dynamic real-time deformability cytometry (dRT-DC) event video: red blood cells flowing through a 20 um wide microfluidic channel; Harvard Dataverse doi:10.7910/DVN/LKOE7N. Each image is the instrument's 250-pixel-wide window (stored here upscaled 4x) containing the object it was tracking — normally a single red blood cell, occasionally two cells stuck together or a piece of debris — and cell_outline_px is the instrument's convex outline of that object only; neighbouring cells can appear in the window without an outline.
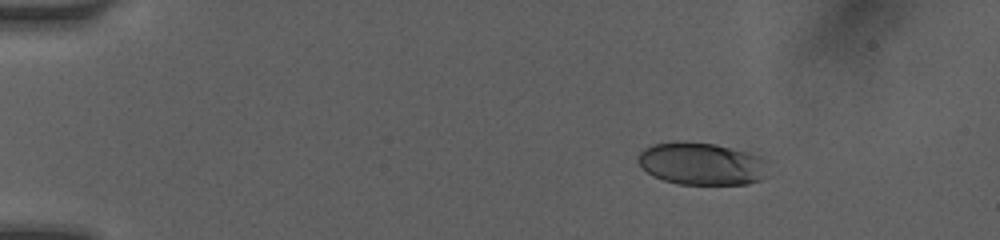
{"species": "human", "species_latin": "Homo sapiens", "temperature_condition": "room temperature", "stored_images_in_passage": 11, "camera_frame_rate_fps": 3000, "um_per_image_px": 0.085, "donor": {"sex": "female"}, "frame": {"image": 1, "passage_image": 2, "time_ms": 0.667, "image_size_px": [1000, 240], "cell_outline_px": [[768, 160], [764, 176], [760, 180], [748, 184], [680, 184], [664, 180], [652, 176], [636, 160], [636, 156], [644, 148], [652, 144], [676, 140], [760, 148]], "centroid_in_image_um": [59.78, 13.85], "position_along_channel_um": 25.2, "area_um2": 33.93}}
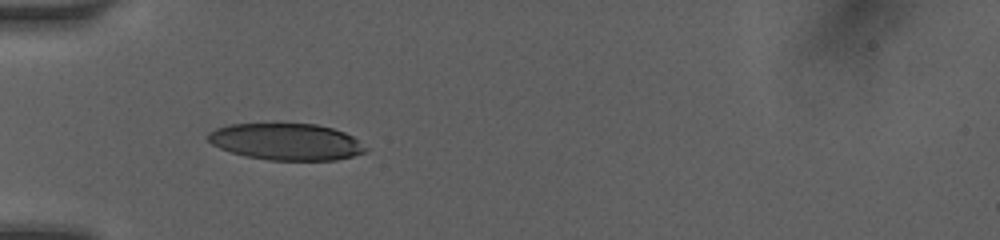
{"frame": {"image": 2, "passage_image": 10, "time_ms": 3.667, "image_size_px": [1000, 240], "cell_outline_px": [[368, 148], [364, 152], [352, 156], [336, 160], [268, 160], [244, 156], [220, 148], [212, 144], [208, 140], [208, 132], [216, 128], [232, 124], [316, 124], [332, 128], [344, 132], [352, 136]], "centroid_in_image_um": [24.33, 12.05], "position_along_channel_um": 60.7, "area_um2": 33.52}}